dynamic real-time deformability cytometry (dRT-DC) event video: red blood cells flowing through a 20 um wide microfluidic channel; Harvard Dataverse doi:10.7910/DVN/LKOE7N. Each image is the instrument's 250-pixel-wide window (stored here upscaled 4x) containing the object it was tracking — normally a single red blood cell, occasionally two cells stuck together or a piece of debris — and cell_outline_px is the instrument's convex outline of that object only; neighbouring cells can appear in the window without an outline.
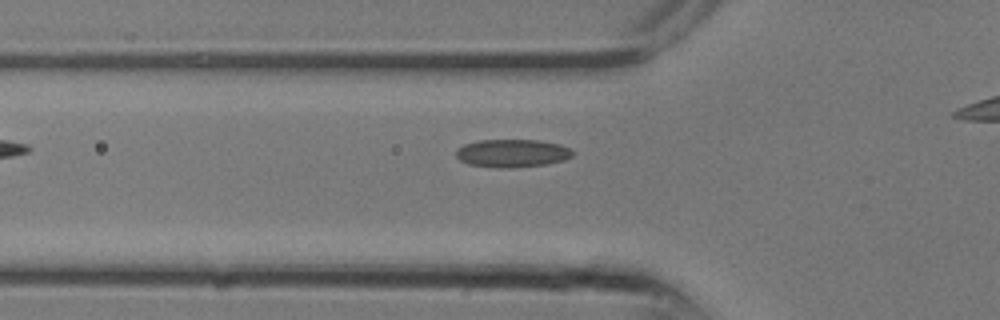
{"species": "common noctule bat (a hibernating species)", "species_latin": "Nyctalus noctula", "temperature_condition": "room temperature", "stored_images_in_passage": 9, "camera_frame_rate_fps": 3000, "um_per_image_px": 0.085, "animal": {"sex": "male", "body_mass_g": 13.3}, "frame": {"image": 1, "passage_image": 2, "time_ms": 0.333, "image_size_px": [1000, 320], "cell_outline_px": [[572, 156], [564, 160], [548, 164], [512, 168], [500, 168], [468, 164], [460, 160], [456, 156], [456, 148], [464, 144], [480, 140], [536, 140], [560, 144], [568, 148], [572, 152]], "centroid_in_image_um": [43.51, 13.03], "position_along_channel_um": 82.3, "area_um2": 19.02}}
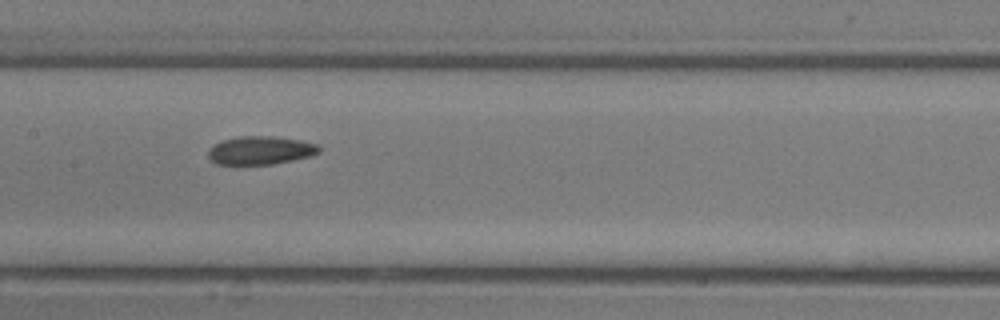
{"frame": {"image": 2, "passage_image": 6, "time_ms": 1.667, "image_size_px": [1000, 320], "cell_outline_px": [[320, 152], [308, 156], [292, 160], [272, 164], [216, 164], [208, 156], [208, 152], [216, 144], [224, 140], [240, 136], [272, 136], [300, 140], [316, 144], [320, 148]], "centroid_in_image_um": [22.15, 12.78], "position_along_channel_um": 185.2, "area_um2": 17.92}}
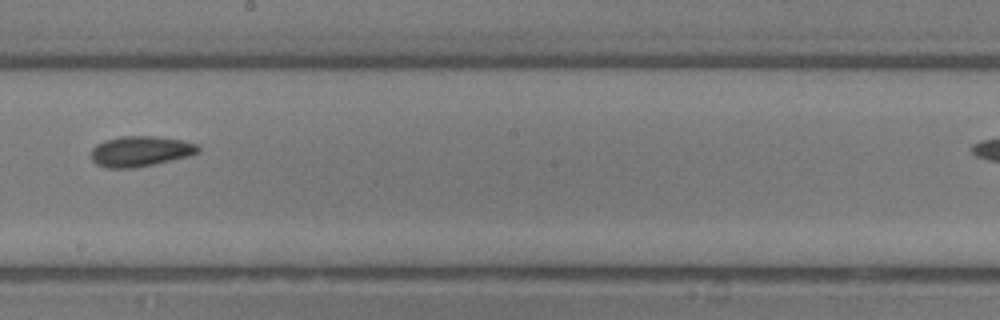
{"frame": {"image": 3, "passage_image": 8, "time_ms": 2.333, "image_size_px": [1000, 320], "cell_outline_px": [[200, 152], [188, 156], [152, 164], [132, 168], [108, 168], [96, 164], [92, 160], [92, 148], [96, 144], [104, 140], [124, 136], [156, 136], [184, 140], [196, 144], [200, 148]], "centroid_in_image_um": [11.93, 12.85], "position_along_channel_um": 236.3, "area_um2": 18.9}}